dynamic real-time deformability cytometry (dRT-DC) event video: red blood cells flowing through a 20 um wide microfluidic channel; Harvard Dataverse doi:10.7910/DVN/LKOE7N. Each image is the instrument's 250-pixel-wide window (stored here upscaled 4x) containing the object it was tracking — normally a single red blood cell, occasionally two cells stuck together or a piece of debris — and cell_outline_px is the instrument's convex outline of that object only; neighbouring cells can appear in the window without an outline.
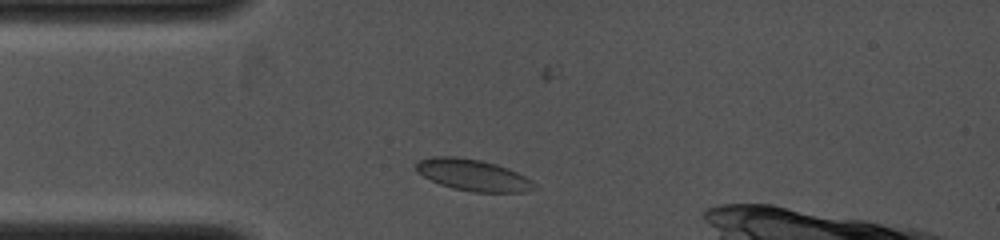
{"species": "common noctule bat (a hibernating species)", "species_latin": "Nyctalus noctula", "temperature_condition": "cold", "stored_images_in_passage": 1, "camera_frame_rate_fps": 4000, "um_per_image_px": 0.085, "animal": {"sex": "female", "body_mass_g": 19.0, "forearm_length_mm": 53.3}, "frame": {"image": 1, "passage_image": 1, "time_ms": 0.0, "image_size_px": [1000, 240], "cell_outline_px": [[536, 188], [524, 192], [472, 192], [452, 188], [440, 184], [424, 176], [416, 168], [416, 164], [420, 160], [432, 156], [456, 156], [480, 160], [496, 164], [508, 168], [532, 180], [536, 184]], "centroid_in_image_um": [40.23, 14.88], "position_along_channel_um": 44.8, "area_um2": 21.56}}